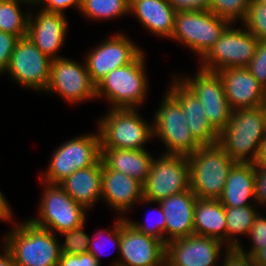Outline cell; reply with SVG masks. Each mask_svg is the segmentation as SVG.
<instances>
[{
	"instance_id": "49",
	"label": "cell",
	"mask_w": 266,
	"mask_h": 266,
	"mask_svg": "<svg viewBox=\"0 0 266 266\" xmlns=\"http://www.w3.org/2000/svg\"><path fill=\"white\" fill-rule=\"evenodd\" d=\"M259 3H261L262 5L266 6V0H257Z\"/></svg>"
},
{
	"instance_id": "39",
	"label": "cell",
	"mask_w": 266,
	"mask_h": 266,
	"mask_svg": "<svg viewBox=\"0 0 266 266\" xmlns=\"http://www.w3.org/2000/svg\"><path fill=\"white\" fill-rule=\"evenodd\" d=\"M39 5H42V10L64 14L65 9L70 7L81 11L82 0H33V6Z\"/></svg>"
},
{
	"instance_id": "30",
	"label": "cell",
	"mask_w": 266,
	"mask_h": 266,
	"mask_svg": "<svg viewBox=\"0 0 266 266\" xmlns=\"http://www.w3.org/2000/svg\"><path fill=\"white\" fill-rule=\"evenodd\" d=\"M129 5L130 0H82L80 13L90 21L111 20L130 15Z\"/></svg>"
},
{
	"instance_id": "24",
	"label": "cell",
	"mask_w": 266,
	"mask_h": 266,
	"mask_svg": "<svg viewBox=\"0 0 266 266\" xmlns=\"http://www.w3.org/2000/svg\"><path fill=\"white\" fill-rule=\"evenodd\" d=\"M102 159L91 167L76 170L59 186L87 211L101 200ZM98 201V202H97Z\"/></svg>"
},
{
	"instance_id": "43",
	"label": "cell",
	"mask_w": 266,
	"mask_h": 266,
	"mask_svg": "<svg viewBox=\"0 0 266 266\" xmlns=\"http://www.w3.org/2000/svg\"><path fill=\"white\" fill-rule=\"evenodd\" d=\"M176 12L209 10L212 0H168Z\"/></svg>"
},
{
	"instance_id": "37",
	"label": "cell",
	"mask_w": 266,
	"mask_h": 266,
	"mask_svg": "<svg viewBox=\"0 0 266 266\" xmlns=\"http://www.w3.org/2000/svg\"><path fill=\"white\" fill-rule=\"evenodd\" d=\"M247 68L266 90V40H259L255 54Z\"/></svg>"
},
{
	"instance_id": "48",
	"label": "cell",
	"mask_w": 266,
	"mask_h": 266,
	"mask_svg": "<svg viewBox=\"0 0 266 266\" xmlns=\"http://www.w3.org/2000/svg\"><path fill=\"white\" fill-rule=\"evenodd\" d=\"M263 113L265 116V129H266V103L263 104Z\"/></svg>"
},
{
	"instance_id": "10",
	"label": "cell",
	"mask_w": 266,
	"mask_h": 266,
	"mask_svg": "<svg viewBox=\"0 0 266 266\" xmlns=\"http://www.w3.org/2000/svg\"><path fill=\"white\" fill-rule=\"evenodd\" d=\"M230 24L198 63L205 71L218 72L231 67H247L259 40L245 27Z\"/></svg>"
},
{
	"instance_id": "22",
	"label": "cell",
	"mask_w": 266,
	"mask_h": 266,
	"mask_svg": "<svg viewBox=\"0 0 266 266\" xmlns=\"http://www.w3.org/2000/svg\"><path fill=\"white\" fill-rule=\"evenodd\" d=\"M197 201L191 189L159 201L166 223V243L194 234V208Z\"/></svg>"
},
{
	"instance_id": "21",
	"label": "cell",
	"mask_w": 266,
	"mask_h": 266,
	"mask_svg": "<svg viewBox=\"0 0 266 266\" xmlns=\"http://www.w3.org/2000/svg\"><path fill=\"white\" fill-rule=\"evenodd\" d=\"M104 199V200H103ZM143 199V185L134 178L113 171L102 162L101 200L124 217ZM119 212V213H118Z\"/></svg>"
},
{
	"instance_id": "28",
	"label": "cell",
	"mask_w": 266,
	"mask_h": 266,
	"mask_svg": "<svg viewBox=\"0 0 266 266\" xmlns=\"http://www.w3.org/2000/svg\"><path fill=\"white\" fill-rule=\"evenodd\" d=\"M20 4L33 6V0H0V31L19 39L27 37L30 11L22 12Z\"/></svg>"
},
{
	"instance_id": "46",
	"label": "cell",
	"mask_w": 266,
	"mask_h": 266,
	"mask_svg": "<svg viewBox=\"0 0 266 266\" xmlns=\"http://www.w3.org/2000/svg\"><path fill=\"white\" fill-rule=\"evenodd\" d=\"M254 164L260 166H266V137L264 138V140L260 145L259 153Z\"/></svg>"
},
{
	"instance_id": "20",
	"label": "cell",
	"mask_w": 266,
	"mask_h": 266,
	"mask_svg": "<svg viewBox=\"0 0 266 266\" xmlns=\"http://www.w3.org/2000/svg\"><path fill=\"white\" fill-rule=\"evenodd\" d=\"M217 73L232 110L256 108L266 103V90L247 67H231Z\"/></svg>"
},
{
	"instance_id": "3",
	"label": "cell",
	"mask_w": 266,
	"mask_h": 266,
	"mask_svg": "<svg viewBox=\"0 0 266 266\" xmlns=\"http://www.w3.org/2000/svg\"><path fill=\"white\" fill-rule=\"evenodd\" d=\"M144 53L132 63L107 74L96 85V100L105 97L110 109H137L144 104L149 88Z\"/></svg>"
},
{
	"instance_id": "11",
	"label": "cell",
	"mask_w": 266,
	"mask_h": 266,
	"mask_svg": "<svg viewBox=\"0 0 266 266\" xmlns=\"http://www.w3.org/2000/svg\"><path fill=\"white\" fill-rule=\"evenodd\" d=\"M190 164L183 154H161L153 158L150 174L143 185V199L151 202L190 189Z\"/></svg>"
},
{
	"instance_id": "41",
	"label": "cell",
	"mask_w": 266,
	"mask_h": 266,
	"mask_svg": "<svg viewBox=\"0 0 266 266\" xmlns=\"http://www.w3.org/2000/svg\"><path fill=\"white\" fill-rule=\"evenodd\" d=\"M254 192L256 204L266 205V166L254 164Z\"/></svg>"
},
{
	"instance_id": "18",
	"label": "cell",
	"mask_w": 266,
	"mask_h": 266,
	"mask_svg": "<svg viewBox=\"0 0 266 266\" xmlns=\"http://www.w3.org/2000/svg\"><path fill=\"white\" fill-rule=\"evenodd\" d=\"M30 12L27 37L50 59H58L67 36L68 21L65 14L40 9Z\"/></svg>"
},
{
	"instance_id": "38",
	"label": "cell",
	"mask_w": 266,
	"mask_h": 266,
	"mask_svg": "<svg viewBox=\"0 0 266 266\" xmlns=\"http://www.w3.org/2000/svg\"><path fill=\"white\" fill-rule=\"evenodd\" d=\"M18 40L17 36L0 31V76L6 72Z\"/></svg>"
},
{
	"instance_id": "15",
	"label": "cell",
	"mask_w": 266,
	"mask_h": 266,
	"mask_svg": "<svg viewBox=\"0 0 266 266\" xmlns=\"http://www.w3.org/2000/svg\"><path fill=\"white\" fill-rule=\"evenodd\" d=\"M203 105V111L210 124L220 132L231 118L232 108L228 104L223 82L217 72L205 71L198 67L192 77H178Z\"/></svg>"
},
{
	"instance_id": "12",
	"label": "cell",
	"mask_w": 266,
	"mask_h": 266,
	"mask_svg": "<svg viewBox=\"0 0 266 266\" xmlns=\"http://www.w3.org/2000/svg\"><path fill=\"white\" fill-rule=\"evenodd\" d=\"M51 62L28 37L20 38L4 74L23 88L44 93L50 81Z\"/></svg>"
},
{
	"instance_id": "1",
	"label": "cell",
	"mask_w": 266,
	"mask_h": 266,
	"mask_svg": "<svg viewBox=\"0 0 266 266\" xmlns=\"http://www.w3.org/2000/svg\"><path fill=\"white\" fill-rule=\"evenodd\" d=\"M13 224L2 242L18 266H58L61 253L57 234L28 219Z\"/></svg>"
},
{
	"instance_id": "8",
	"label": "cell",
	"mask_w": 266,
	"mask_h": 266,
	"mask_svg": "<svg viewBox=\"0 0 266 266\" xmlns=\"http://www.w3.org/2000/svg\"><path fill=\"white\" fill-rule=\"evenodd\" d=\"M42 184L44 189L37 209L38 216L29 218L31 223L58 235L80 227L87 221V210L76 203L59 184Z\"/></svg>"
},
{
	"instance_id": "4",
	"label": "cell",
	"mask_w": 266,
	"mask_h": 266,
	"mask_svg": "<svg viewBox=\"0 0 266 266\" xmlns=\"http://www.w3.org/2000/svg\"><path fill=\"white\" fill-rule=\"evenodd\" d=\"M190 189L201 199H219L227 177L237 163L219 145L200 146L189 154Z\"/></svg>"
},
{
	"instance_id": "35",
	"label": "cell",
	"mask_w": 266,
	"mask_h": 266,
	"mask_svg": "<svg viewBox=\"0 0 266 266\" xmlns=\"http://www.w3.org/2000/svg\"><path fill=\"white\" fill-rule=\"evenodd\" d=\"M85 223L70 231L59 233L65 241L59 244L61 254H82L88 252L90 236L84 232Z\"/></svg>"
},
{
	"instance_id": "32",
	"label": "cell",
	"mask_w": 266,
	"mask_h": 266,
	"mask_svg": "<svg viewBox=\"0 0 266 266\" xmlns=\"http://www.w3.org/2000/svg\"><path fill=\"white\" fill-rule=\"evenodd\" d=\"M115 219L116 222H113L114 226L112 227V230H98L91 238H89L88 252L92 254L100 264V255L103 252L102 250H104L103 247H106L105 245H107V241H111V243L113 242V249H115L117 255L120 253V217L118 216V218ZM104 235H106V237L103 238ZM100 238H103L104 240ZM116 249H118V251Z\"/></svg>"
},
{
	"instance_id": "5",
	"label": "cell",
	"mask_w": 266,
	"mask_h": 266,
	"mask_svg": "<svg viewBox=\"0 0 266 266\" xmlns=\"http://www.w3.org/2000/svg\"><path fill=\"white\" fill-rule=\"evenodd\" d=\"M101 148L144 150L153 139L152 124L137 109H110L97 121Z\"/></svg>"
},
{
	"instance_id": "9",
	"label": "cell",
	"mask_w": 266,
	"mask_h": 266,
	"mask_svg": "<svg viewBox=\"0 0 266 266\" xmlns=\"http://www.w3.org/2000/svg\"><path fill=\"white\" fill-rule=\"evenodd\" d=\"M164 95L151 122L153 138L165 145L167 150L163 154L188 156L201 145L192 136L180 104L167 91Z\"/></svg>"
},
{
	"instance_id": "16",
	"label": "cell",
	"mask_w": 266,
	"mask_h": 266,
	"mask_svg": "<svg viewBox=\"0 0 266 266\" xmlns=\"http://www.w3.org/2000/svg\"><path fill=\"white\" fill-rule=\"evenodd\" d=\"M166 244L120 217V258L110 266H165Z\"/></svg>"
},
{
	"instance_id": "14",
	"label": "cell",
	"mask_w": 266,
	"mask_h": 266,
	"mask_svg": "<svg viewBox=\"0 0 266 266\" xmlns=\"http://www.w3.org/2000/svg\"><path fill=\"white\" fill-rule=\"evenodd\" d=\"M142 52L123 32L106 38L84 58L92 83L96 86L111 71L132 63Z\"/></svg>"
},
{
	"instance_id": "34",
	"label": "cell",
	"mask_w": 266,
	"mask_h": 266,
	"mask_svg": "<svg viewBox=\"0 0 266 266\" xmlns=\"http://www.w3.org/2000/svg\"><path fill=\"white\" fill-rule=\"evenodd\" d=\"M258 40H266V6L253 0L242 23Z\"/></svg>"
},
{
	"instance_id": "45",
	"label": "cell",
	"mask_w": 266,
	"mask_h": 266,
	"mask_svg": "<svg viewBox=\"0 0 266 266\" xmlns=\"http://www.w3.org/2000/svg\"><path fill=\"white\" fill-rule=\"evenodd\" d=\"M2 248L3 253L0 254V266H18L4 244Z\"/></svg>"
},
{
	"instance_id": "31",
	"label": "cell",
	"mask_w": 266,
	"mask_h": 266,
	"mask_svg": "<svg viewBox=\"0 0 266 266\" xmlns=\"http://www.w3.org/2000/svg\"><path fill=\"white\" fill-rule=\"evenodd\" d=\"M253 0H212L209 11L230 24L240 21L242 24L247 15L248 7Z\"/></svg>"
},
{
	"instance_id": "25",
	"label": "cell",
	"mask_w": 266,
	"mask_h": 266,
	"mask_svg": "<svg viewBox=\"0 0 266 266\" xmlns=\"http://www.w3.org/2000/svg\"><path fill=\"white\" fill-rule=\"evenodd\" d=\"M152 154L144 150L101 148L102 162L111 170L126 174L142 185L150 174Z\"/></svg>"
},
{
	"instance_id": "33",
	"label": "cell",
	"mask_w": 266,
	"mask_h": 266,
	"mask_svg": "<svg viewBox=\"0 0 266 266\" xmlns=\"http://www.w3.org/2000/svg\"><path fill=\"white\" fill-rule=\"evenodd\" d=\"M141 203H157L158 204V209H153L154 213V220H152V222L150 223L149 221L146 223H140V222H136L133 221V219H129L126 216V220L130 223V225H132L136 230H138L141 233H144L146 235L152 236L157 238L158 240L164 242L166 244V223H165V216L162 210V207L160 205L159 202H151L149 200L146 199H142ZM156 211V212H155ZM151 214V213H150ZM157 216V217H155ZM153 217V216H152Z\"/></svg>"
},
{
	"instance_id": "19",
	"label": "cell",
	"mask_w": 266,
	"mask_h": 266,
	"mask_svg": "<svg viewBox=\"0 0 266 266\" xmlns=\"http://www.w3.org/2000/svg\"><path fill=\"white\" fill-rule=\"evenodd\" d=\"M171 80L167 92L180 104L185 115V122L194 139L201 146L218 144L219 132L208 121L203 105L197 96L177 75H173Z\"/></svg>"
},
{
	"instance_id": "17",
	"label": "cell",
	"mask_w": 266,
	"mask_h": 266,
	"mask_svg": "<svg viewBox=\"0 0 266 266\" xmlns=\"http://www.w3.org/2000/svg\"><path fill=\"white\" fill-rule=\"evenodd\" d=\"M224 245L215 238L197 234L171 240L166 243L165 266H219L222 250H227Z\"/></svg>"
},
{
	"instance_id": "29",
	"label": "cell",
	"mask_w": 266,
	"mask_h": 266,
	"mask_svg": "<svg viewBox=\"0 0 266 266\" xmlns=\"http://www.w3.org/2000/svg\"><path fill=\"white\" fill-rule=\"evenodd\" d=\"M256 206L225 207L227 224V248H238L242 243L239 236H247L258 214Z\"/></svg>"
},
{
	"instance_id": "42",
	"label": "cell",
	"mask_w": 266,
	"mask_h": 266,
	"mask_svg": "<svg viewBox=\"0 0 266 266\" xmlns=\"http://www.w3.org/2000/svg\"><path fill=\"white\" fill-rule=\"evenodd\" d=\"M58 266H101L89 252L82 254H61Z\"/></svg>"
},
{
	"instance_id": "26",
	"label": "cell",
	"mask_w": 266,
	"mask_h": 266,
	"mask_svg": "<svg viewBox=\"0 0 266 266\" xmlns=\"http://www.w3.org/2000/svg\"><path fill=\"white\" fill-rule=\"evenodd\" d=\"M256 204L254 192V162H237L231 169L219 201L224 207Z\"/></svg>"
},
{
	"instance_id": "36",
	"label": "cell",
	"mask_w": 266,
	"mask_h": 266,
	"mask_svg": "<svg viewBox=\"0 0 266 266\" xmlns=\"http://www.w3.org/2000/svg\"><path fill=\"white\" fill-rule=\"evenodd\" d=\"M247 236L250 237L252 246L246 251L241 244L238 249L243 253L253 256L259 249L266 246V217H263V214L261 215L260 211L256 215L254 223Z\"/></svg>"
},
{
	"instance_id": "27",
	"label": "cell",
	"mask_w": 266,
	"mask_h": 266,
	"mask_svg": "<svg viewBox=\"0 0 266 266\" xmlns=\"http://www.w3.org/2000/svg\"><path fill=\"white\" fill-rule=\"evenodd\" d=\"M194 234L215 238L227 247L225 207L219 199L197 198L194 208Z\"/></svg>"
},
{
	"instance_id": "23",
	"label": "cell",
	"mask_w": 266,
	"mask_h": 266,
	"mask_svg": "<svg viewBox=\"0 0 266 266\" xmlns=\"http://www.w3.org/2000/svg\"><path fill=\"white\" fill-rule=\"evenodd\" d=\"M129 14L152 35L165 39L172 37L176 11L168 0H130Z\"/></svg>"
},
{
	"instance_id": "13",
	"label": "cell",
	"mask_w": 266,
	"mask_h": 266,
	"mask_svg": "<svg viewBox=\"0 0 266 266\" xmlns=\"http://www.w3.org/2000/svg\"><path fill=\"white\" fill-rule=\"evenodd\" d=\"M60 95L68 103H82L96 99V86L92 83L85 61L61 57L51 62L50 81L44 93Z\"/></svg>"
},
{
	"instance_id": "44",
	"label": "cell",
	"mask_w": 266,
	"mask_h": 266,
	"mask_svg": "<svg viewBox=\"0 0 266 266\" xmlns=\"http://www.w3.org/2000/svg\"><path fill=\"white\" fill-rule=\"evenodd\" d=\"M14 213L12 212L11 206H9V203L3 193L0 191V222H14L13 215Z\"/></svg>"
},
{
	"instance_id": "47",
	"label": "cell",
	"mask_w": 266,
	"mask_h": 266,
	"mask_svg": "<svg viewBox=\"0 0 266 266\" xmlns=\"http://www.w3.org/2000/svg\"><path fill=\"white\" fill-rule=\"evenodd\" d=\"M256 266H266V246L252 256Z\"/></svg>"
},
{
	"instance_id": "6",
	"label": "cell",
	"mask_w": 266,
	"mask_h": 266,
	"mask_svg": "<svg viewBox=\"0 0 266 266\" xmlns=\"http://www.w3.org/2000/svg\"><path fill=\"white\" fill-rule=\"evenodd\" d=\"M100 159L101 138L98 129L97 133L75 136L57 147L40 181L59 184L76 170L91 167Z\"/></svg>"
},
{
	"instance_id": "2",
	"label": "cell",
	"mask_w": 266,
	"mask_h": 266,
	"mask_svg": "<svg viewBox=\"0 0 266 266\" xmlns=\"http://www.w3.org/2000/svg\"><path fill=\"white\" fill-rule=\"evenodd\" d=\"M265 137L262 105L233 110L228 125L219 132L218 144L235 162H255Z\"/></svg>"
},
{
	"instance_id": "7",
	"label": "cell",
	"mask_w": 266,
	"mask_h": 266,
	"mask_svg": "<svg viewBox=\"0 0 266 266\" xmlns=\"http://www.w3.org/2000/svg\"><path fill=\"white\" fill-rule=\"evenodd\" d=\"M229 25L209 10L176 12L174 31L169 40L184 44L201 60Z\"/></svg>"
},
{
	"instance_id": "40",
	"label": "cell",
	"mask_w": 266,
	"mask_h": 266,
	"mask_svg": "<svg viewBox=\"0 0 266 266\" xmlns=\"http://www.w3.org/2000/svg\"><path fill=\"white\" fill-rule=\"evenodd\" d=\"M224 252L221 266H256L252 256L243 253L238 248H227Z\"/></svg>"
}]
</instances>
